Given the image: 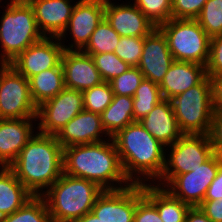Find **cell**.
<instances>
[{
    "label": "cell",
    "instance_id": "cell-32",
    "mask_svg": "<svg viewBox=\"0 0 222 222\" xmlns=\"http://www.w3.org/2000/svg\"><path fill=\"white\" fill-rule=\"evenodd\" d=\"M89 55L92 57L103 82L111 81L131 67L122 61L114 52Z\"/></svg>",
    "mask_w": 222,
    "mask_h": 222
},
{
    "label": "cell",
    "instance_id": "cell-43",
    "mask_svg": "<svg viewBox=\"0 0 222 222\" xmlns=\"http://www.w3.org/2000/svg\"><path fill=\"white\" fill-rule=\"evenodd\" d=\"M185 222H212L202 211L196 207H190L188 210Z\"/></svg>",
    "mask_w": 222,
    "mask_h": 222
},
{
    "label": "cell",
    "instance_id": "cell-11",
    "mask_svg": "<svg viewBox=\"0 0 222 222\" xmlns=\"http://www.w3.org/2000/svg\"><path fill=\"white\" fill-rule=\"evenodd\" d=\"M82 110H84L82 92L65 87L55 97L38 106L37 131L56 135Z\"/></svg>",
    "mask_w": 222,
    "mask_h": 222
},
{
    "label": "cell",
    "instance_id": "cell-10",
    "mask_svg": "<svg viewBox=\"0 0 222 222\" xmlns=\"http://www.w3.org/2000/svg\"><path fill=\"white\" fill-rule=\"evenodd\" d=\"M221 166L222 156L213 153L201 166L173 177L163 188L191 207L199 206Z\"/></svg>",
    "mask_w": 222,
    "mask_h": 222
},
{
    "label": "cell",
    "instance_id": "cell-35",
    "mask_svg": "<svg viewBox=\"0 0 222 222\" xmlns=\"http://www.w3.org/2000/svg\"><path fill=\"white\" fill-rule=\"evenodd\" d=\"M144 37H120L114 53L131 67H137L143 51Z\"/></svg>",
    "mask_w": 222,
    "mask_h": 222
},
{
    "label": "cell",
    "instance_id": "cell-31",
    "mask_svg": "<svg viewBox=\"0 0 222 222\" xmlns=\"http://www.w3.org/2000/svg\"><path fill=\"white\" fill-rule=\"evenodd\" d=\"M84 110L101 114L112 102L113 91L109 82H102L82 92Z\"/></svg>",
    "mask_w": 222,
    "mask_h": 222
},
{
    "label": "cell",
    "instance_id": "cell-19",
    "mask_svg": "<svg viewBox=\"0 0 222 222\" xmlns=\"http://www.w3.org/2000/svg\"><path fill=\"white\" fill-rule=\"evenodd\" d=\"M37 119L0 118V167H9L37 130ZM35 124V125H34Z\"/></svg>",
    "mask_w": 222,
    "mask_h": 222
},
{
    "label": "cell",
    "instance_id": "cell-45",
    "mask_svg": "<svg viewBox=\"0 0 222 222\" xmlns=\"http://www.w3.org/2000/svg\"><path fill=\"white\" fill-rule=\"evenodd\" d=\"M6 65H7L6 63L0 62V71H1Z\"/></svg>",
    "mask_w": 222,
    "mask_h": 222
},
{
    "label": "cell",
    "instance_id": "cell-14",
    "mask_svg": "<svg viewBox=\"0 0 222 222\" xmlns=\"http://www.w3.org/2000/svg\"><path fill=\"white\" fill-rule=\"evenodd\" d=\"M112 1L105 0V19L120 36L145 37L156 28L131 0L121 3Z\"/></svg>",
    "mask_w": 222,
    "mask_h": 222
},
{
    "label": "cell",
    "instance_id": "cell-1",
    "mask_svg": "<svg viewBox=\"0 0 222 222\" xmlns=\"http://www.w3.org/2000/svg\"><path fill=\"white\" fill-rule=\"evenodd\" d=\"M131 184H155L165 167L166 147L134 121L112 137Z\"/></svg>",
    "mask_w": 222,
    "mask_h": 222
},
{
    "label": "cell",
    "instance_id": "cell-38",
    "mask_svg": "<svg viewBox=\"0 0 222 222\" xmlns=\"http://www.w3.org/2000/svg\"><path fill=\"white\" fill-rule=\"evenodd\" d=\"M206 73L210 78L222 75V35L211 38L210 56L206 65Z\"/></svg>",
    "mask_w": 222,
    "mask_h": 222
},
{
    "label": "cell",
    "instance_id": "cell-37",
    "mask_svg": "<svg viewBox=\"0 0 222 222\" xmlns=\"http://www.w3.org/2000/svg\"><path fill=\"white\" fill-rule=\"evenodd\" d=\"M207 0H172V19H196Z\"/></svg>",
    "mask_w": 222,
    "mask_h": 222
},
{
    "label": "cell",
    "instance_id": "cell-4",
    "mask_svg": "<svg viewBox=\"0 0 222 222\" xmlns=\"http://www.w3.org/2000/svg\"><path fill=\"white\" fill-rule=\"evenodd\" d=\"M103 191L93 181L63 173L41 196L52 222H73L92 210Z\"/></svg>",
    "mask_w": 222,
    "mask_h": 222
},
{
    "label": "cell",
    "instance_id": "cell-3",
    "mask_svg": "<svg viewBox=\"0 0 222 222\" xmlns=\"http://www.w3.org/2000/svg\"><path fill=\"white\" fill-rule=\"evenodd\" d=\"M9 168L34 196H41L63 174V147L55 135L36 131Z\"/></svg>",
    "mask_w": 222,
    "mask_h": 222
},
{
    "label": "cell",
    "instance_id": "cell-40",
    "mask_svg": "<svg viewBox=\"0 0 222 222\" xmlns=\"http://www.w3.org/2000/svg\"><path fill=\"white\" fill-rule=\"evenodd\" d=\"M198 207L212 222H222V198L204 200Z\"/></svg>",
    "mask_w": 222,
    "mask_h": 222
},
{
    "label": "cell",
    "instance_id": "cell-9",
    "mask_svg": "<svg viewBox=\"0 0 222 222\" xmlns=\"http://www.w3.org/2000/svg\"><path fill=\"white\" fill-rule=\"evenodd\" d=\"M37 110L29 80L7 64L0 71V118L37 119Z\"/></svg>",
    "mask_w": 222,
    "mask_h": 222
},
{
    "label": "cell",
    "instance_id": "cell-33",
    "mask_svg": "<svg viewBox=\"0 0 222 222\" xmlns=\"http://www.w3.org/2000/svg\"><path fill=\"white\" fill-rule=\"evenodd\" d=\"M156 27L172 18V0H132Z\"/></svg>",
    "mask_w": 222,
    "mask_h": 222
},
{
    "label": "cell",
    "instance_id": "cell-21",
    "mask_svg": "<svg viewBox=\"0 0 222 222\" xmlns=\"http://www.w3.org/2000/svg\"><path fill=\"white\" fill-rule=\"evenodd\" d=\"M206 76V66L174 60L159 84L161 95L170 100L199 84Z\"/></svg>",
    "mask_w": 222,
    "mask_h": 222
},
{
    "label": "cell",
    "instance_id": "cell-27",
    "mask_svg": "<svg viewBox=\"0 0 222 222\" xmlns=\"http://www.w3.org/2000/svg\"><path fill=\"white\" fill-rule=\"evenodd\" d=\"M163 100L159 84L143 79L133 96V118L140 121Z\"/></svg>",
    "mask_w": 222,
    "mask_h": 222
},
{
    "label": "cell",
    "instance_id": "cell-24",
    "mask_svg": "<svg viewBox=\"0 0 222 222\" xmlns=\"http://www.w3.org/2000/svg\"><path fill=\"white\" fill-rule=\"evenodd\" d=\"M144 195L155 205L163 222H185L191 206L172 196L165 188L144 184Z\"/></svg>",
    "mask_w": 222,
    "mask_h": 222
},
{
    "label": "cell",
    "instance_id": "cell-17",
    "mask_svg": "<svg viewBox=\"0 0 222 222\" xmlns=\"http://www.w3.org/2000/svg\"><path fill=\"white\" fill-rule=\"evenodd\" d=\"M55 136L63 148L110 139L102 126L101 116L86 110L72 118Z\"/></svg>",
    "mask_w": 222,
    "mask_h": 222
},
{
    "label": "cell",
    "instance_id": "cell-8",
    "mask_svg": "<svg viewBox=\"0 0 222 222\" xmlns=\"http://www.w3.org/2000/svg\"><path fill=\"white\" fill-rule=\"evenodd\" d=\"M213 153L207 134H183L166 147L164 171L155 185L164 187L173 177L201 166Z\"/></svg>",
    "mask_w": 222,
    "mask_h": 222
},
{
    "label": "cell",
    "instance_id": "cell-15",
    "mask_svg": "<svg viewBox=\"0 0 222 222\" xmlns=\"http://www.w3.org/2000/svg\"><path fill=\"white\" fill-rule=\"evenodd\" d=\"M136 210V184L118 190H104L91 212L102 222H133Z\"/></svg>",
    "mask_w": 222,
    "mask_h": 222
},
{
    "label": "cell",
    "instance_id": "cell-26",
    "mask_svg": "<svg viewBox=\"0 0 222 222\" xmlns=\"http://www.w3.org/2000/svg\"><path fill=\"white\" fill-rule=\"evenodd\" d=\"M101 123L110 138L134 122L133 97L113 95L111 104L100 114Z\"/></svg>",
    "mask_w": 222,
    "mask_h": 222
},
{
    "label": "cell",
    "instance_id": "cell-2",
    "mask_svg": "<svg viewBox=\"0 0 222 222\" xmlns=\"http://www.w3.org/2000/svg\"><path fill=\"white\" fill-rule=\"evenodd\" d=\"M63 173L97 183L104 190L131 185L112 138L63 148Z\"/></svg>",
    "mask_w": 222,
    "mask_h": 222
},
{
    "label": "cell",
    "instance_id": "cell-30",
    "mask_svg": "<svg viewBox=\"0 0 222 222\" xmlns=\"http://www.w3.org/2000/svg\"><path fill=\"white\" fill-rule=\"evenodd\" d=\"M196 20L210 38L222 35V0H207Z\"/></svg>",
    "mask_w": 222,
    "mask_h": 222
},
{
    "label": "cell",
    "instance_id": "cell-12",
    "mask_svg": "<svg viewBox=\"0 0 222 222\" xmlns=\"http://www.w3.org/2000/svg\"><path fill=\"white\" fill-rule=\"evenodd\" d=\"M104 17L105 0L77 1L68 26L59 37L64 50H83L88 44L91 34ZM67 39L71 42L68 43ZM67 43L68 45H66Z\"/></svg>",
    "mask_w": 222,
    "mask_h": 222
},
{
    "label": "cell",
    "instance_id": "cell-6",
    "mask_svg": "<svg viewBox=\"0 0 222 222\" xmlns=\"http://www.w3.org/2000/svg\"><path fill=\"white\" fill-rule=\"evenodd\" d=\"M183 134H207L213 118L212 86L206 76L199 84L170 99Z\"/></svg>",
    "mask_w": 222,
    "mask_h": 222
},
{
    "label": "cell",
    "instance_id": "cell-25",
    "mask_svg": "<svg viewBox=\"0 0 222 222\" xmlns=\"http://www.w3.org/2000/svg\"><path fill=\"white\" fill-rule=\"evenodd\" d=\"M30 93L38 107L48 99L55 97L64 88V71L61 62L55 67L40 72L29 79Z\"/></svg>",
    "mask_w": 222,
    "mask_h": 222
},
{
    "label": "cell",
    "instance_id": "cell-16",
    "mask_svg": "<svg viewBox=\"0 0 222 222\" xmlns=\"http://www.w3.org/2000/svg\"><path fill=\"white\" fill-rule=\"evenodd\" d=\"M173 61L167 39L156 27L144 37L143 51L137 67L145 79L160 84Z\"/></svg>",
    "mask_w": 222,
    "mask_h": 222
},
{
    "label": "cell",
    "instance_id": "cell-44",
    "mask_svg": "<svg viewBox=\"0 0 222 222\" xmlns=\"http://www.w3.org/2000/svg\"><path fill=\"white\" fill-rule=\"evenodd\" d=\"M73 222H102V221L90 211L89 213H86L84 216L74 220Z\"/></svg>",
    "mask_w": 222,
    "mask_h": 222
},
{
    "label": "cell",
    "instance_id": "cell-23",
    "mask_svg": "<svg viewBox=\"0 0 222 222\" xmlns=\"http://www.w3.org/2000/svg\"><path fill=\"white\" fill-rule=\"evenodd\" d=\"M33 197L9 167H0V219L11 215Z\"/></svg>",
    "mask_w": 222,
    "mask_h": 222
},
{
    "label": "cell",
    "instance_id": "cell-42",
    "mask_svg": "<svg viewBox=\"0 0 222 222\" xmlns=\"http://www.w3.org/2000/svg\"><path fill=\"white\" fill-rule=\"evenodd\" d=\"M214 111H222V75L210 78Z\"/></svg>",
    "mask_w": 222,
    "mask_h": 222
},
{
    "label": "cell",
    "instance_id": "cell-29",
    "mask_svg": "<svg viewBox=\"0 0 222 222\" xmlns=\"http://www.w3.org/2000/svg\"><path fill=\"white\" fill-rule=\"evenodd\" d=\"M0 222H52L45 199L34 196L24 206L11 215L0 219Z\"/></svg>",
    "mask_w": 222,
    "mask_h": 222
},
{
    "label": "cell",
    "instance_id": "cell-34",
    "mask_svg": "<svg viewBox=\"0 0 222 222\" xmlns=\"http://www.w3.org/2000/svg\"><path fill=\"white\" fill-rule=\"evenodd\" d=\"M143 79L144 75L138 67H130L126 72L109 81V84L114 95L133 97Z\"/></svg>",
    "mask_w": 222,
    "mask_h": 222
},
{
    "label": "cell",
    "instance_id": "cell-5",
    "mask_svg": "<svg viewBox=\"0 0 222 222\" xmlns=\"http://www.w3.org/2000/svg\"><path fill=\"white\" fill-rule=\"evenodd\" d=\"M5 2L6 7L3 6L5 10L0 17V62L9 64L30 45L42 40L44 35L27 0Z\"/></svg>",
    "mask_w": 222,
    "mask_h": 222
},
{
    "label": "cell",
    "instance_id": "cell-20",
    "mask_svg": "<svg viewBox=\"0 0 222 222\" xmlns=\"http://www.w3.org/2000/svg\"><path fill=\"white\" fill-rule=\"evenodd\" d=\"M44 37H60L68 26L75 0H27ZM75 2V3H74Z\"/></svg>",
    "mask_w": 222,
    "mask_h": 222
},
{
    "label": "cell",
    "instance_id": "cell-28",
    "mask_svg": "<svg viewBox=\"0 0 222 222\" xmlns=\"http://www.w3.org/2000/svg\"><path fill=\"white\" fill-rule=\"evenodd\" d=\"M120 37L104 17L91 34L88 44L82 51L86 54L114 52Z\"/></svg>",
    "mask_w": 222,
    "mask_h": 222
},
{
    "label": "cell",
    "instance_id": "cell-18",
    "mask_svg": "<svg viewBox=\"0 0 222 222\" xmlns=\"http://www.w3.org/2000/svg\"><path fill=\"white\" fill-rule=\"evenodd\" d=\"M61 65L67 88L83 92L103 82L92 57L82 50H64Z\"/></svg>",
    "mask_w": 222,
    "mask_h": 222
},
{
    "label": "cell",
    "instance_id": "cell-13",
    "mask_svg": "<svg viewBox=\"0 0 222 222\" xmlns=\"http://www.w3.org/2000/svg\"><path fill=\"white\" fill-rule=\"evenodd\" d=\"M64 48L59 37H44L30 45L9 64L26 79L50 68L60 62Z\"/></svg>",
    "mask_w": 222,
    "mask_h": 222
},
{
    "label": "cell",
    "instance_id": "cell-7",
    "mask_svg": "<svg viewBox=\"0 0 222 222\" xmlns=\"http://www.w3.org/2000/svg\"><path fill=\"white\" fill-rule=\"evenodd\" d=\"M158 28L165 35L174 60L207 65L211 38L196 19L171 18Z\"/></svg>",
    "mask_w": 222,
    "mask_h": 222
},
{
    "label": "cell",
    "instance_id": "cell-41",
    "mask_svg": "<svg viewBox=\"0 0 222 222\" xmlns=\"http://www.w3.org/2000/svg\"><path fill=\"white\" fill-rule=\"evenodd\" d=\"M222 198V166L219 168L216 177L208 187L204 200H216Z\"/></svg>",
    "mask_w": 222,
    "mask_h": 222
},
{
    "label": "cell",
    "instance_id": "cell-39",
    "mask_svg": "<svg viewBox=\"0 0 222 222\" xmlns=\"http://www.w3.org/2000/svg\"><path fill=\"white\" fill-rule=\"evenodd\" d=\"M213 152L222 155V111H214L208 133Z\"/></svg>",
    "mask_w": 222,
    "mask_h": 222
},
{
    "label": "cell",
    "instance_id": "cell-36",
    "mask_svg": "<svg viewBox=\"0 0 222 222\" xmlns=\"http://www.w3.org/2000/svg\"><path fill=\"white\" fill-rule=\"evenodd\" d=\"M133 222H163L155 205L144 195V185L136 184V210Z\"/></svg>",
    "mask_w": 222,
    "mask_h": 222
},
{
    "label": "cell",
    "instance_id": "cell-22",
    "mask_svg": "<svg viewBox=\"0 0 222 222\" xmlns=\"http://www.w3.org/2000/svg\"><path fill=\"white\" fill-rule=\"evenodd\" d=\"M139 123L165 147L175 143L182 135L170 100L163 99Z\"/></svg>",
    "mask_w": 222,
    "mask_h": 222
}]
</instances>
